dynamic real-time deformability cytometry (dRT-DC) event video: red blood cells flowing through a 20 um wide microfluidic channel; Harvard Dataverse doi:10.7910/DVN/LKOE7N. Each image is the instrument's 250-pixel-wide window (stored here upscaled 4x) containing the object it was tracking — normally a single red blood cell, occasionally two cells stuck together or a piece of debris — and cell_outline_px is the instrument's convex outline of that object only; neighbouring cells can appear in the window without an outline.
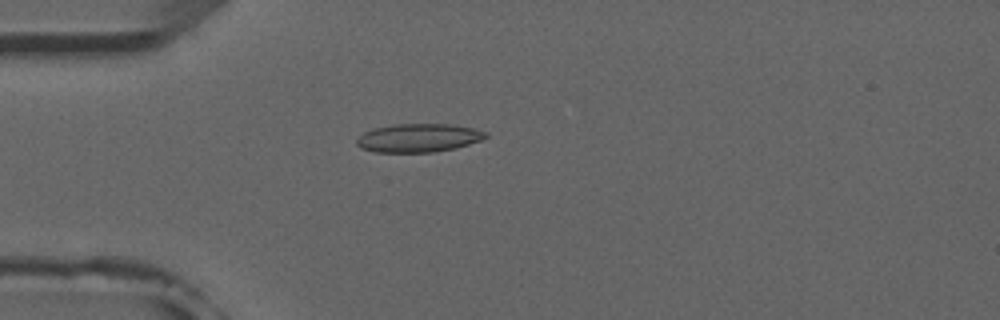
{"species": "common noctule bat (a hibernating species)", "species_latin": "Nyctalus noctula", "temperature_condition": "room temperature", "stored_images_in_passage": 4, "camera_frame_rate_fps": 3000, "um_per_image_px": 0.085, "animal": {"sex": "male", "forearm_length_mm": 52.5}, "frame": {"image": 1, "passage_image": 4, "time_ms": 3.667, "image_size_px": [1000, 320], "cell_outline_px": [[488, 136], [480, 140], [456, 148], [432, 152], [376, 152], [360, 148], [356, 144], [356, 140], [364, 132], [372, 128], [392, 124], [452, 124], [472, 128], [488, 132]], "centroid_in_image_um": [35.55, 11.71], "position_along_channel_um": 49.4, "area_um2": 21.44}}